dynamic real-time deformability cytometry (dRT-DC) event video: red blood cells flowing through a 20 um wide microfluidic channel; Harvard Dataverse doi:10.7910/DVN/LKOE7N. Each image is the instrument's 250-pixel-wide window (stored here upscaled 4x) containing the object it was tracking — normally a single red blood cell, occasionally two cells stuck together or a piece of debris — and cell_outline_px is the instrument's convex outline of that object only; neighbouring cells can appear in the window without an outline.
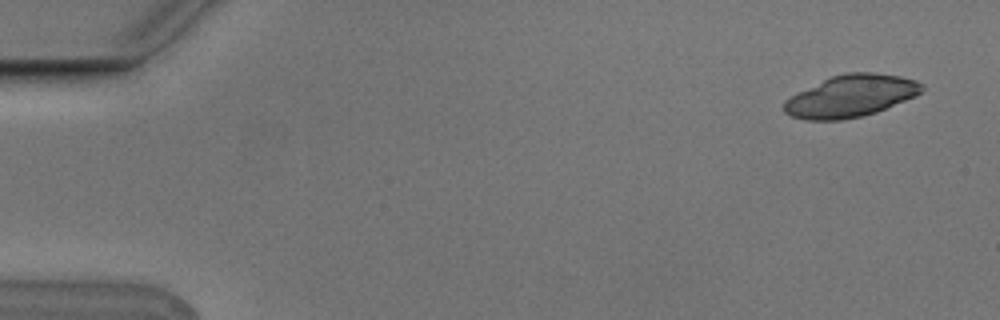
{"species": "Egyptian fruit bat (a non-hibernating species)", "species_latin": "Rousettus aegyptiacus", "temperature_condition": "cold", "stored_images_in_passage": 5, "camera_frame_rate_fps": 3000, "um_per_image_px": 0.085, "animal": {"sex": "male"}, "frame": {"image": 1, "passage_image": 1, "time_ms": 0.0, "image_size_px": [1000, 320], "cell_outline_px": [[924, 88], [916, 96], [876, 112], [860, 116], [840, 120], [804, 120], [792, 116], [784, 112], [784, 100], [832, 76], [848, 72], [872, 72], [900, 76], [916, 80], [924, 84]], "centroid_in_image_um": [72.35, 8.16], "position_along_channel_um": 12.6, "area_um2": 33.35}}